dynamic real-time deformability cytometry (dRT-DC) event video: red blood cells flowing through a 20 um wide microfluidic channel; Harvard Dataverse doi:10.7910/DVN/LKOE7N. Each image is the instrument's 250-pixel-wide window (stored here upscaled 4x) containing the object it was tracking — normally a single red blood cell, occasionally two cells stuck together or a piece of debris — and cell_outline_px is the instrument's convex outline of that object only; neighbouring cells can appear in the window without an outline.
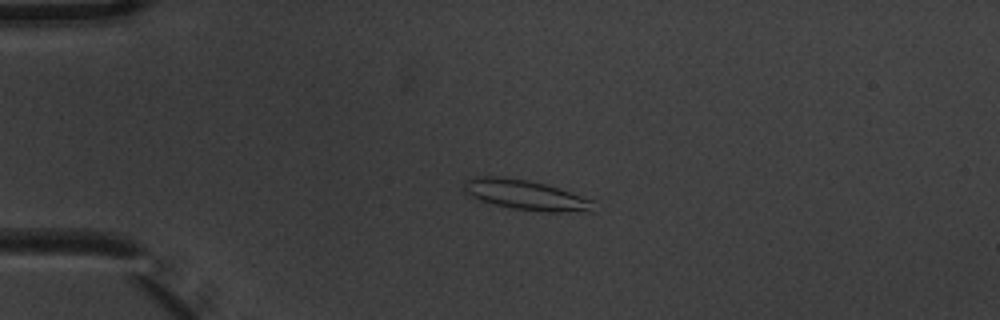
{"species": "common noctule bat (a hibernating species)", "species_latin": "Nyctalus noctula", "temperature_condition": "warm", "stored_images_in_passage": 5, "camera_frame_rate_fps": 3000, "um_per_image_px": 0.085, "animal": {"sex": "male", "body_mass_g": 20.1, "forearm_length_mm": 53.5}, "frame": {"image": 1, "passage_image": 4, "time_ms": 1.0, "image_size_px": [1000, 320], "cell_outline_px": [[596, 200], [592, 212], [544, 212], [512, 208], [480, 200], [464, 192], [464, 180], [476, 176], [500, 176], [528, 180], [544, 184]], "centroid_in_image_um": [44.72, 16.57], "position_along_channel_um": 40.3, "area_um2": 22.72}}